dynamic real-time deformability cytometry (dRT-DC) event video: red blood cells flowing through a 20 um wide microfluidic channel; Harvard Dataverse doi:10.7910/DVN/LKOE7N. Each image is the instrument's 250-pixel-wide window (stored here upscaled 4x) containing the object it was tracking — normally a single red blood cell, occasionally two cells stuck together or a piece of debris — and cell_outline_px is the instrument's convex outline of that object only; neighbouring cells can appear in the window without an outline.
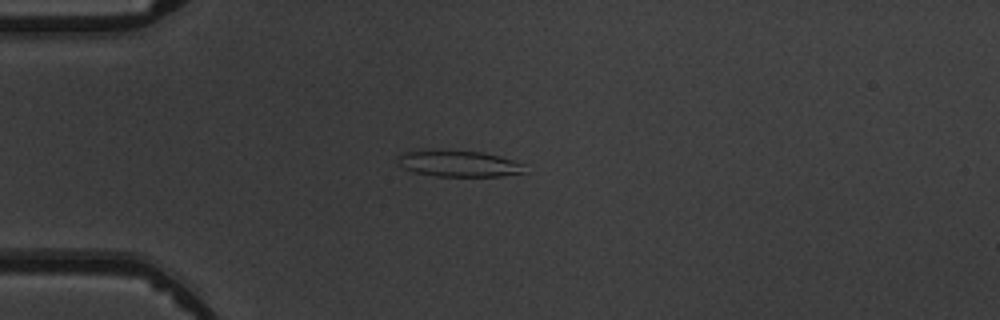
{"species": "common noctule bat (a hibernating species)", "species_latin": "Nyctalus noctula", "temperature_condition": "warm", "stored_images_in_passage": 5, "camera_frame_rate_fps": 3000, "um_per_image_px": 0.085, "animal": {"sex": "male", "body_mass_g": 19.5, "forearm_length_mm": 54.6}, "frame": {"image": 1, "passage_image": 3, "time_ms": 3.0, "image_size_px": [1000, 320], "cell_outline_px": [[524, 172], [500, 176], [436, 176], [412, 172], [404, 168], [396, 160], [396, 156], [404, 152], [484, 152], [500, 156], [524, 164]], "centroid_in_image_um": [39.0, 13.94], "position_along_channel_um": 46.0, "area_um2": 18.73}}
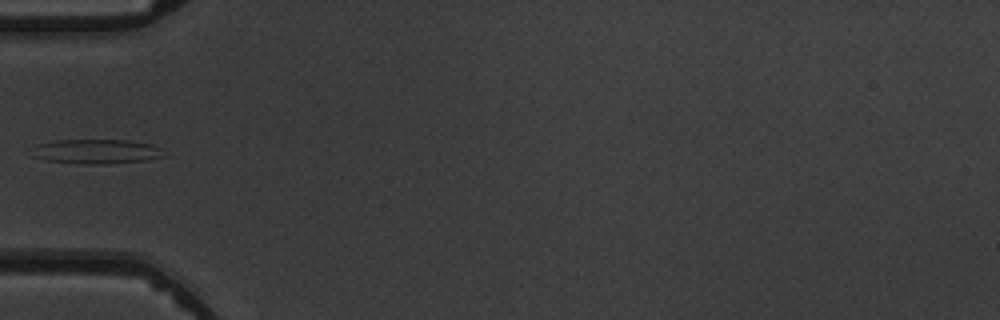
{"frame": {"image": 2, "passage_image": 4, "time_ms": 4.333, "image_size_px": [1000, 320], "cell_outline_px": [[164, 156], [148, 160], [100, 164], [88, 164], [44, 160], [32, 156], [36, 144], [56, 140], [128, 140], [152, 144], [164, 148]], "centroid_in_image_um": [8.24, 12.87], "position_along_channel_um": 76.8, "area_um2": 18.9}}